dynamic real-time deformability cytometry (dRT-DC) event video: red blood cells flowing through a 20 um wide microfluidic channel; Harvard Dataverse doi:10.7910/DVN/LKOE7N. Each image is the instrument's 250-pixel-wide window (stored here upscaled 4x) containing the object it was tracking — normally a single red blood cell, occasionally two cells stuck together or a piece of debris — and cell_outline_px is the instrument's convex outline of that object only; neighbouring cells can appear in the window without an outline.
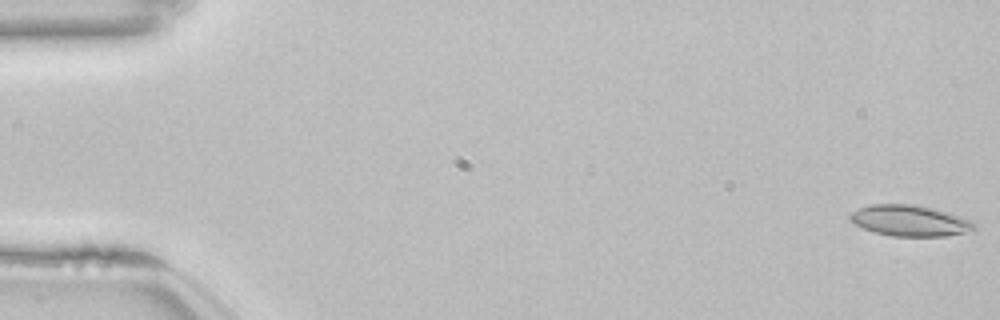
{"species": "common noctule bat (a hibernating species)", "species_latin": "Nyctalus noctula", "temperature_condition": "room temperature", "stored_images_in_passage": 54, "camera_frame_rate_fps": 3000, "um_per_image_px": 0.085, "animal": {"sex": "female", "body_mass_g": 22.7, "forearm_length_mm": 54.2}, "frame": {"image": 1, "passage_image": 1, "time_ms": 0.0, "image_size_px": [1000, 320], "cell_outline_px": [[976, 228], [964, 232], [944, 236], [892, 236], [876, 232], [864, 228], [848, 220], [848, 216], [852, 212], [860, 208], [872, 204], [912, 204], [936, 208], [960, 216], [976, 224]], "centroid_in_image_um": [77.32, 18.74], "position_along_channel_um": 7.7, "area_um2": 22.25}}
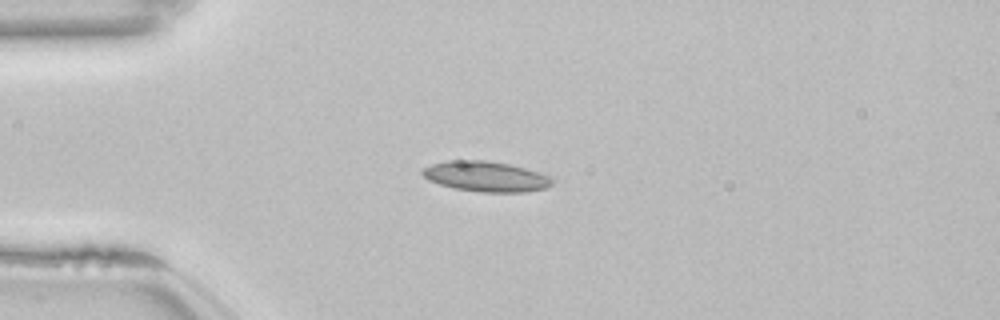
{"frame": {"image": 2, "passage_image": 14, "time_ms": 4.333, "image_size_px": [1000, 320], "cell_outline_px": [[556, 180], [552, 184], [544, 188], [524, 192], [480, 192], [456, 188], [440, 184], [428, 180], [420, 172], [424, 168], [432, 164], [448, 160], [484, 160], [508, 164], [524, 168], [548, 176]], "centroid_in_image_um": [41.28, 15.0], "position_along_channel_um": 43.7, "area_um2": 22.66}}
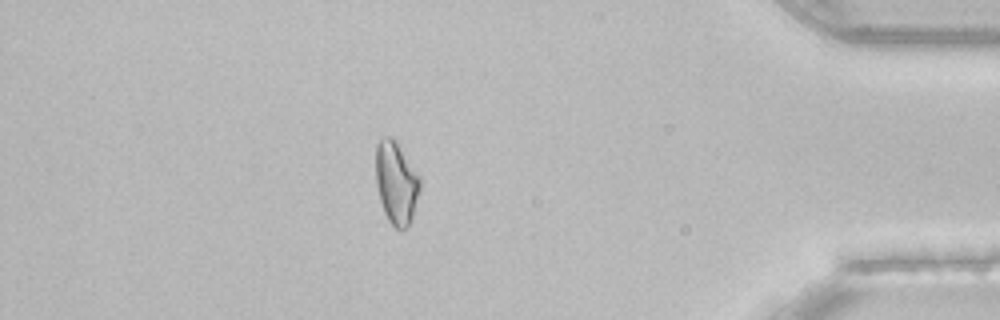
{"frame": {"image": 3, "passage_image": 47, "time_ms": 15.333, "image_size_px": [1000, 320], "cell_outline_px": [[424, 180], [412, 216], [408, 224], [404, 228], [396, 228], [388, 220], [384, 212], [380, 200], [376, 184], [376, 144], [380, 136], [392, 136], [396, 140]], "centroid_in_image_um": [33.7, 15.46], "position_along_channel_um": 401.5, "area_um2": 21.73}, "authors_computed_cell_mechanics": {"area_um2": 21.4727, "velocity_mm_per_s": 3.8418, "shape_relaxation_time_tau1_ms": 7.4589, "shape_relaxation_time_tau2_ms": 4.109, "deformation_change_tau1": 0.1369, "deformation_change_tau2": 0.1047}}